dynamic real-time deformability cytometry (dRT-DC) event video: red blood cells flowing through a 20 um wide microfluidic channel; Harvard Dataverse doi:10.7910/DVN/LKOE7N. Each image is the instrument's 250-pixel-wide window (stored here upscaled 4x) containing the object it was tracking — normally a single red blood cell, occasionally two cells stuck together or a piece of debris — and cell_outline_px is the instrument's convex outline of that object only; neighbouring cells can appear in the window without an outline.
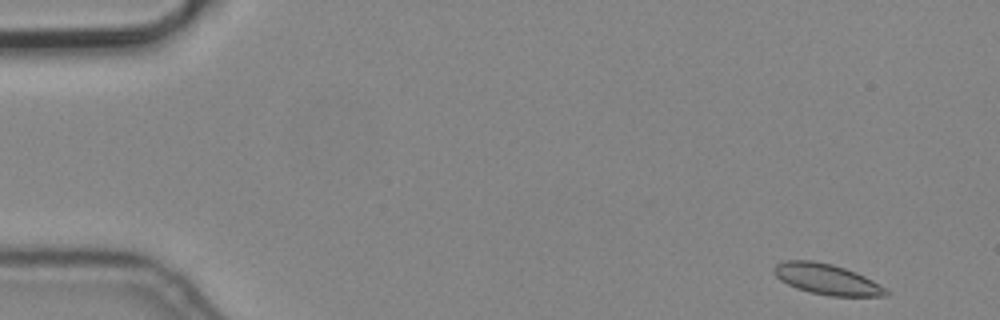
{"species": "common noctule bat (a hibernating species)", "species_latin": "Nyctalus noctula", "temperature_condition": "cold", "stored_images_in_passage": 4, "camera_frame_rate_fps": 3000, "um_per_image_px": 0.085, "animal": {"sex": "male", "body_mass_g": 19.2, "forearm_length_mm": 51.8}, "frame": {"image": 1, "passage_image": 1, "time_ms": 0.0, "image_size_px": [1000, 320], "cell_outline_px": [[888, 296], [828, 296], [796, 288], [780, 280], [772, 272], [772, 268], [776, 264], [784, 260], [812, 260], [832, 264], [856, 272], [872, 280], [884, 288], [888, 292]], "centroid_in_image_um": [70.23, 23.72], "position_along_channel_um": 14.8, "area_um2": 19.94}}